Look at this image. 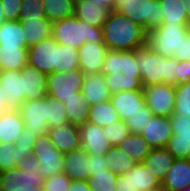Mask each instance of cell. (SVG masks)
<instances>
[{
    "label": "cell",
    "instance_id": "cell-1",
    "mask_svg": "<svg viewBox=\"0 0 190 191\" xmlns=\"http://www.w3.org/2000/svg\"><path fill=\"white\" fill-rule=\"evenodd\" d=\"M101 73L111 94L144 88L134 50H109Z\"/></svg>",
    "mask_w": 190,
    "mask_h": 191
},
{
    "label": "cell",
    "instance_id": "cell-2",
    "mask_svg": "<svg viewBox=\"0 0 190 191\" xmlns=\"http://www.w3.org/2000/svg\"><path fill=\"white\" fill-rule=\"evenodd\" d=\"M102 28L104 43L109 50H135L147 44L146 30L119 12L111 11Z\"/></svg>",
    "mask_w": 190,
    "mask_h": 191
},
{
    "label": "cell",
    "instance_id": "cell-3",
    "mask_svg": "<svg viewBox=\"0 0 190 191\" xmlns=\"http://www.w3.org/2000/svg\"><path fill=\"white\" fill-rule=\"evenodd\" d=\"M134 54L144 87L162 83L179 85V60L162 57L148 44L136 48Z\"/></svg>",
    "mask_w": 190,
    "mask_h": 191
},
{
    "label": "cell",
    "instance_id": "cell-4",
    "mask_svg": "<svg viewBox=\"0 0 190 191\" xmlns=\"http://www.w3.org/2000/svg\"><path fill=\"white\" fill-rule=\"evenodd\" d=\"M44 182L40 162L34 155L18 167L0 173V191H43Z\"/></svg>",
    "mask_w": 190,
    "mask_h": 191
},
{
    "label": "cell",
    "instance_id": "cell-5",
    "mask_svg": "<svg viewBox=\"0 0 190 191\" xmlns=\"http://www.w3.org/2000/svg\"><path fill=\"white\" fill-rule=\"evenodd\" d=\"M52 36L59 44L76 49L87 42L104 43L102 27L91 26L75 16L54 22Z\"/></svg>",
    "mask_w": 190,
    "mask_h": 191
},
{
    "label": "cell",
    "instance_id": "cell-6",
    "mask_svg": "<svg viewBox=\"0 0 190 191\" xmlns=\"http://www.w3.org/2000/svg\"><path fill=\"white\" fill-rule=\"evenodd\" d=\"M115 11L141 25L147 33L164 23L159 0H115Z\"/></svg>",
    "mask_w": 190,
    "mask_h": 191
},
{
    "label": "cell",
    "instance_id": "cell-7",
    "mask_svg": "<svg viewBox=\"0 0 190 191\" xmlns=\"http://www.w3.org/2000/svg\"><path fill=\"white\" fill-rule=\"evenodd\" d=\"M189 33V25L163 24L148 33L147 44L162 57H173Z\"/></svg>",
    "mask_w": 190,
    "mask_h": 191
},
{
    "label": "cell",
    "instance_id": "cell-8",
    "mask_svg": "<svg viewBox=\"0 0 190 191\" xmlns=\"http://www.w3.org/2000/svg\"><path fill=\"white\" fill-rule=\"evenodd\" d=\"M20 112L30 133L39 136L46 135L51 128V96L46 95L43 98L25 101L20 108Z\"/></svg>",
    "mask_w": 190,
    "mask_h": 191
},
{
    "label": "cell",
    "instance_id": "cell-9",
    "mask_svg": "<svg viewBox=\"0 0 190 191\" xmlns=\"http://www.w3.org/2000/svg\"><path fill=\"white\" fill-rule=\"evenodd\" d=\"M84 82L85 74L80 69L53 72L47 75V94L60 101L78 98Z\"/></svg>",
    "mask_w": 190,
    "mask_h": 191
},
{
    "label": "cell",
    "instance_id": "cell-10",
    "mask_svg": "<svg viewBox=\"0 0 190 191\" xmlns=\"http://www.w3.org/2000/svg\"><path fill=\"white\" fill-rule=\"evenodd\" d=\"M33 155L38 158L45 179L63 172L64 154L54 146L48 134L36 139Z\"/></svg>",
    "mask_w": 190,
    "mask_h": 191
},
{
    "label": "cell",
    "instance_id": "cell-11",
    "mask_svg": "<svg viewBox=\"0 0 190 191\" xmlns=\"http://www.w3.org/2000/svg\"><path fill=\"white\" fill-rule=\"evenodd\" d=\"M143 90L145 104L153 115L171 117L175 109V85L166 83L149 85Z\"/></svg>",
    "mask_w": 190,
    "mask_h": 191
},
{
    "label": "cell",
    "instance_id": "cell-12",
    "mask_svg": "<svg viewBox=\"0 0 190 191\" xmlns=\"http://www.w3.org/2000/svg\"><path fill=\"white\" fill-rule=\"evenodd\" d=\"M59 43L51 36L28 48V64L45 74L57 72Z\"/></svg>",
    "mask_w": 190,
    "mask_h": 191
},
{
    "label": "cell",
    "instance_id": "cell-13",
    "mask_svg": "<svg viewBox=\"0 0 190 191\" xmlns=\"http://www.w3.org/2000/svg\"><path fill=\"white\" fill-rule=\"evenodd\" d=\"M173 136L166 148L175 159L190 158V116L171 115Z\"/></svg>",
    "mask_w": 190,
    "mask_h": 191
},
{
    "label": "cell",
    "instance_id": "cell-14",
    "mask_svg": "<svg viewBox=\"0 0 190 191\" xmlns=\"http://www.w3.org/2000/svg\"><path fill=\"white\" fill-rule=\"evenodd\" d=\"M0 86L9 110H20L26 96L21 70L0 71Z\"/></svg>",
    "mask_w": 190,
    "mask_h": 191
},
{
    "label": "cell",
    "instance_id": "cell-15",
    "mask_svg": "<svg viewBox=\"0 0 190 191\" xmlns=\"http://www.w3.org/2000/svg\"><path fill=\"white\" fill-rule=\"evenodd\" d=\"M141 135L152 148H166L173 136L171 117L153 115Z\"/></svg>",
    "mask_w": 190,
    "mask_h": 191
},
{
    "label": "cell",
    "instance_id": "cell-16",
    "mask_svg": "<svg viewBox=\"0 0 190 191\" xmlns=\"http://www.w3.org/2000/svg\"><path fill=\"white\" fill-rule=\"evenodd\" d=\"M81 148L96 156L106 155L111 144L103 128L90 122L79 127Z\"/></svg>",
    "mask_w": 190,
    "mask_h": 191
},
{
    "label": "cell",
    "instance_id": "cell-17",
    "mask_svg": "<svg viewBox=\"0 0 190 191\" xmlns=\"http://www.w3.org/2000/svg\"><path fill=\"white\" fill-rule=\"evenodd\" d=\"M79 68L84 74L101 73L109 51L105 43L87 42L79 49Z\"/></svg>",
    "mask_w": 190,
    "mask_h": 191
},
{
    "label": "cell",
    "instance_id": "cell-18",
    "mask_svg": "<svg viewBox=\"0 0 190 191\" xmlns=\"http://www.w3.org/2000/svg\"><path fill=\"white\" fill-rule=\"evenodd\" d=\"M63 173L72 181H87L91 174L89 153L82 148L65 153L63 157Z\"/></svg>",
    "mask_w": 190,
    "mask_h": 191
},
{
    "label": "cell",
    "instance_id": "cell-19",
    "mask_svg": "<svg viewBox=\"0 0 190 191\" xmlns=\"http://www.w3.org/2000/svg\"><path fill=\"white\" fill-rule=\"evenodd\" d=\"M47 134L54 146L63 154L81 148L79 127L70 123L49 128Z\"/></svg>",
    "mask_w": 190,
    "mask_h": 191
},
{
    "label": "cell",
    "instance_id": "cell-20",
    "mask_svg": "<svg viewBox=\"0 0 190 191\" xmlns=\"http://www.w3.org/2000/svg\"><path fill=\"white\" fill-rule=\"evenodd\" d=\"M110 101L120 120L125 121L145 104L144 90L121 91L111 94Z\"/></svg>",
    "mask_w": 190,
    "mask_h": 191
},
{
    "label": "cell",
    "instance_id": "cell-21",
    "mask_svg": "<svg viewBox=\"0 0 190 191\" xmlns=\"http://www.w3.org/2000/svg\"><path fill=\"white\" fill-rule=\"evenodd\" d=\"M190 186V158L175 159L162 181V191H180Z\"/></svg>",
    "mask_w": 190,
    "mask_h": 191
},
{
    "label": "cell",
    "instance_id": "cell-22",
    "mask_svg": "<svg viewBox=\"0 0 190 191\" xmlns=\"http://www.w3.org/2000/svg\"><path fill=\"white\" fill-rule=\"evenodd\" d=\"M81 93L89 106L106 102L110 100L111 97V93L102 73L85 74V82L81 87Z\"/></svg>",
    "mask_w": 190,
    "mask_h": 191
},
{
    "label": "cell",
    "instance_id": "cell-23",
    "mask_svg": "<svg viewBox=\"0 0 190 191\" xmlns=\"http://www.w3.org/2000/svg\"><path fill=\"white\" fill-rule=\"evenodd\" d=\"M24 77L25 101L43 98L47 95V74L29 64L21 70Z\"/></svg>",
    "mask_w": 190,
    "mask_h": 191
},
{
    "label": "cell",
    "instance_id": "cell-24",
    "mask_svg": "<svg viewBox=\"0 0 190 191\" xmlns=\"http://www.w3.org/2000/svg\"><path fill=\"white\" fill-rule=\"evenodd\" d=\"M25 124L20 110L0 114V143H16Z\"/></svg>",
    "mask_w": 190,
    "mask_h": 191
},
{
    "label": "cell",
    "instance_id": "cell-25",
    "mask_svg": "<svg viewBox=\"0 0 190 191\" xmlns=\"http://www.w3.org/2000/svg\"><path fill=\"white\" fill-rule=\"evenodd\" d=\"M109 12L90 0H76L74 16L94 27H103Z\"/></svg>",
    "mask_w": 190,
    "mask_h": 191
},
{
    "label": "cell",
    "instance_id": "cell-26",
    "mask_svg": "<svg viewBox=\"0 0 190 191\" xmlns=\"http://www.w3.org/2000/svg\"><path fill=\"white\" fill-rule=\"evenodd\" d=\"M174 160V156L167 148H152L143 164L162 182L172 167Z\"/></svg>",
    "mask_w": 190,
    "mask_h": 191
},
{
    "label": "cell",
    "instance_id": "cell-27",
    "mask_svg": "<svg viewBox=\"0 0 190 191\" xmlns=\"http://www.w3.org/2000/svg\"><path fill=\"white\" fill-rule=\"evenodd\" d=\"M20 24L25 31L28 47L52 36L53 23L47 18L28 19V21H20Z\"/></svg>",
    "mask_w": 190,
    "mask_h": 191
},
{
    "label": "cell",
    "instance_id": "cell-28",
    "mask_svg": "<svg viewBox=\"0 0 190 191\" xmlns=\"http://www.w3.org/2000/svg\"><path fill=\"white\" fill-rule=\"evenodd\" d=\"M0 47L29 48L20 20H6L0 25Z\"/></svg>",
    "mask_w": 190,
    "mask_h": 191
},
{
    "label": "cell",
    "instance_id": "cell-29",
    "mask_svg": "<svg viewBox=\"0 0 190 191\" xmlns=\"http://www.w3.org/2000/svg\"><path fill=\"white\" fill-rule=\"evenodd\" d=\"M28 64V48L0 47V71L22 70Z\"/></svg>",
    "mask_w": 190,
    "mask_h": 191
},
{
    "label": "cell",
    "instance_id": "cell-30",
    "mask_svg": "<svg viewBox=\"0 0 190 191\" xmlns=\"http://www.w3.org/2000/svg\"><path fill=\"white\" fill-rule=\"evenodd\" d=\"M118 147L136 163H143L152 150V147L141 134H130Z\"/></svg>",
    "mask_w": 190,
    "mask_h": 191
},
{
    "label": "cell",
    "instance_id": "cell-31",
    "mask_svg": "<svg viewBox=\"0 0 190 191\" xmlns=\"http://www.w3.org/2000/svg\"><path fill=\"white\" fill-rule=\"evenodd\" d=\"M132 184L138 191H159L162 182L143 163H137L131 170Z\"/></svg>",
    "mask_w": 190,
    "mask_h": 191
},
{
    "label": "cell",
    "instance_id": "cell-32",
    "mask_svg": "<svg viewBox=\"0 0 190 191\" xmlns=\"http://www.w3.org/2000/svg\"><path fill=\"white\" fill-rule=\"evenodd\" d=\"M62 101L66 105L68 123L80 127L88 122L89 105H87L81 92H78V98Z\"/></svg>",
    "mask_w": 190,
    "mask_h": 191
},
{
    "label": "cell",
    "instance_id": "cell-33",
    "mask_svg": "<svg viewBox=\"0 0 190 191\" xmlns=\"http://www.w3.org/2000/svg\"><path fill=\"white\" fill-rule=\"evenodd\" d=\"M119 120V115L110 100L89 106L88 122L92 124H96L104 128Z\"/></svg>",
    "mask_w": 190,
    "mask_h": 191
},
{
    "label": "cell",
    "instance_id": "cell-34",
    "mask_svg": "<svg viewBox=\"0 0 190 191\" xmlns=\"http://www.w3.org/2000/svg\"><path fill=\"white\" fill-rule=\"evenodd\" d=\"M107 167L116 175H124L129 172L137 163L118 146H111L105 155Z\"/></svg>",
    "mask_w": 190,
    "mask_h": 191
},
{
    "label": "cell",
    "instance_id": "cell-35",
    "mask_svg": "<svg viewBox=\"0 0 190 191\" xmlns=\"http://www.w3.org/2000/svg\"><path fill=\"white\" fill-rule=\"evenodd\" d=\"M164 15L163 24L189 25L187 10L182 0H159Z\"/></svg>",
    "mask_w": 190,
    "mask_h": 191
},
{
    "label": "cell",
    "instance_id": "cell-36",
    "mask_svg": "<svg viewBox=\"0 0 190 191\" xmlns=\"http://www.w3.org/2000/svg\"><path fill=\"white\" fill-rule=\"evenodd\" d=\"M76 0H43L45 15L52 23L74 16Z\"/></svg>",
    "mask_w": 190,
    "mask_h": 191
},
{
    "label": "cell",
    "instance_id": "cell-37",
    "mask_svg": "<svg viewBox=\"0 0 190 191\" xmlns=\"http://www.w3.org/2000/svg\"><path fill=\"white\" fill-rule=\"evenodd\" d=\"M21 154L15 143H0V173L18 167L29 157Z\"/></svg>",
    "mask_w": 190,
    "mask_h": 191
},
{
    "label": "cell",
    "instance_id": "cell-38",
    "mask_svg": "<svg viewBox=\"0 0 190 191\" xmlns=\"http://www.w3.org/2000/svg\"><path fill=\"white\" fill-rule=\"evenodd\" d=\"M74 69H80L78 49L59 44L57 50V72H70Z\"/></svg>",
    "mask_w": 190,
    "mask_h": 191
},
{
    "label": "cell",
    "instance_id": "cell-39",
    "mask_svg": "<svg viewBox=\"0 0 190 191\" xmlns=\"http://www.w3.org/2000/svg\"><path fill=\"white\" fill-rule=\"evenodd\" d=\"M117 177L118 175L108 169L91 173L87 181L91 191H117Z\"/></svg>",
    "mask_w": 190,
    "mask_h": 191
},
{
    "label": "cell",
    "instance_id": "cell-40",
    "mask_svg": "<svg viewBox=\"0 0 190 191\" xmlns=\"http://www.w3.org/2000/svg\"><path fill=\"white\" fill-rule=\"evenodd\" d=\"M172 115L190 116V81L175 86V109Z\"/></svg>",
    "mask_w": 190,
    "mask_h": 191
},
{
    "label": "cell",
    "instance_id": "cell-41",
    "mask_svg": "<svg viewBox=\"0 0 190 191\" xmlns=\"http://www.w3.org/2000/svg\"><path fill=\"white\" fill-rule=\"evenodd\" d=\"M152 116V111L147 107L146 104H144L141 106V108H139L137 112L127 118L125 123L130 129L131 134H141Z\"/></svg>",
    "mask_w": 190,
    "mask_h": 191
},
{
    "label": "cell",
    "instance_id": "cell-42",
    "mask_svg": "<svg viewBox=\"0 0 190 191\" xmlns=\"http://www.w3.org/2000/svg\"><path fill=\"white\" fill-rule=\"evenodd\" d=\"M43 0H22L20 21L46 18Z\"/></svg>",
    "mask_w": 190,
    "mask_h": 191
},
{
    "label": "cell",
    "instance_id": "cell-43",
    "mask_svg": "<svg viewBox=\"0 0 190 191\" xmlns=\"http://www.w3.org/2000/svg\"><path fill=\"white\" fill-rule=\"evenodd\" d=\"M103 131L112 146L120 145L121 142L131 134L130 129L123 120H119L107 125L103 128Z\"/></svg>",
    "mask_w": 190,
    "mask_h": 191
},
{
    "label": "cell",
    "instance_id": "cell-44",
    "mask_svg": "<svg viewBox=\"0 0 190 191\" xmlns=\"http://www.w3.org/2000/svg\"><path fill=\"white\" fill-rule=\"evenodd\" d=\"M72 180L63 172L45 179L43 191H69Z\"/></svg>",
    "mask_w": 190,
    "mask_h": 191
},
{
    "label": "cell",
    "instance_id": "cell-45",
    "mask_svg": "<svg viewBox=\"0 0 190 191\" xmlns=\"http://www.w3.org/2000/svg\"><path fill=\"white\" fill-rule=\"evenodd\" d=\"M37 137L30 133L29 129L24 127L20 136L17 138L15 146L18 147V150L23 156H32L33 155V146Z\"/></svg>",
    "mask_w": 190,
    "mask_h": 191
},
{
    "label": "cell",
    "instance_id": "cell-46",
    "mask_svg": "<svg viewBox=\"0 0 190 191\" xmlns=\"http://www.w3.org/2000/svg\"><path fill=\"white\" fill-rule=\"evenodd\" d=\"M52 112H51V128L68 123L66 114V105L63 101L57 100L51 96Z\"/></svg>",
    "mask_w": 190,
    "mask_h": 191
},
{
    "label": "cell",
    "instance_id": "cell-47",
    "mask_svg": "<svg viewBox=\"0 0 190 191\" xmlns=\"http://www.w3.org/2000/svg\"><path fill=\"white\" fill-rule=\"evenodd\" d=\"M1 3L6 20H20V9L22 0H1Z\"/></svg>",
    "mask_w": 190,
    "mask_h": 191
},
{
    "label": "cell",
    "instance_id": "cell-48",
    "mask_svg": "<svg viewBox=\"0 0 190 191\" xmlns=\"http://www.w3.org/2000/svg\"><path fill=\"white\" fill-rule=\"evenodd\" d=\"M116 189L117 191H138L132 184V175L130 171L124 175H118Z\"/></svg>",
    "mask_w": 190,
    "mask_h": 191
},
{
    "label": "cell",
    "instance_id": "cell-49",
    "mask_svg": "<svg viewBox=\"0 0 190 191\" xmlns=\"http://www.w3.org/2000/svg\"><path fill=\"white\" fill-rule=\"evenodd\" d=\"M89 161L91 162V173L108 170L107 161L104 155L89 154Z\"/></svg>",
    "mask_w": 190,
    "mask_h": 191
},
{
    "label": "cell",
    "instance_id": "cell-50",
    "mask_svg": "<svg viewBox=\"0 0 190 191\" xmlns=\"http://www.w3.org/2000/svg\"><path fill=\"white\" fill-rule=\"evenodd\" d=\"M173 58H176L179 61H188L190 60V33L183 40L182 45L180 46L179 53H174Z\"/></svg>",
    "mask_w": 190,
    "mask_h": 191
},
{
    "label": "cell",
    "instance_id": "cell-51",
    "mask_svg": "<svg viewBox=\"0 0 190 191\" xmlns=\"http://www.w3.org/2000/svg\"><path fill=\"white\" fill-rule=\"evenodd\" d=\"M179 85L190 81V60L179 61Z\"/></svg>",
    "mask_w": 190,
    "mask_h": 191
},
{
    "label": "cell",
    "instance_id": "cell-52",
    "mask_svg": "<svg viewBox=\"0 0 190 191\" xmlns=\"http://www.w3.org/2000/svg\"><path fill=\"white\" fill-rule=\"evenodd\" d=\"M69 191H91L88 181H72Z\"/></svg>",
    "mask_w": 190,
    "mask_h": 191
},
{
    "label": "cell",
    "instance_id": "cell-53",
    "mask_svg": "<svg viewBox=\"0 0 190 191\" xmlns=\"http://www.w3.org/2000/svg\"><path fill=\"white\" fill-rule=\"evenodd\" d=\"M91 2L98 4L99 7L104 8L109 13L115 11V0H90Z\"/></svg>",
    "mask_w": 190,
    "mask_h": 191
},
{
    "label": "cell",
    "instance_id": "cell-54",
    "mask_svg": "<svg viewBox=\"0 0 190 191\" xmlns=\"http://www.w3.org/2000/svg\"><path fill=\"white\" fill-rule=\"evenodd\" d=\"M9 111L6 99L4 98L3 88L0 86V114Z\"/></svg>",
    "mask_w": 190,
    "mask_h": 191
},
{
    "label": "cell",
    "instance_id": "cell-55",
    "mask_svg": "<svg viewBox=\"0 0 190 191\" xmlns=\"http://www.w3.org/2000/svg\"><path fill=\"white\" fill-rule=\"evenodd\" d=\"M183 5H185L186 10H187V17L188 20L190 21V0H182Z\"/></svg>",
    "mask_w": 190,
    "mask_h": 191
},
{
    "label": "cell",
    "instance_id": "cell-56",
    "mask_svg": "<svg viewBox=\"0 0 190 191\" xmlns=\"http://www.w3.org/2000/svg\"><path fill=\"white\" fill-rule=\"evenodd\" d=\"M6 21L5 16H4V12H3V6L0 0V25Z\"/></svg>",
    "mask_w": 190,
    "mask_h": 191
},
{
    "label": "cell",
    "instance_id": "cell-57",
    "mask_svg": "<svg viewBox=\"0 0 190 191\" xmlns=\"http://www.w3.org/2000/svg\"><path fill=\"white\" fill-rule=\"evenodd\" d=\"M180 191H190V186Z\"/></svg>",
    "mask_w": 190,
    "mask_h": 191
}]
</instances>
